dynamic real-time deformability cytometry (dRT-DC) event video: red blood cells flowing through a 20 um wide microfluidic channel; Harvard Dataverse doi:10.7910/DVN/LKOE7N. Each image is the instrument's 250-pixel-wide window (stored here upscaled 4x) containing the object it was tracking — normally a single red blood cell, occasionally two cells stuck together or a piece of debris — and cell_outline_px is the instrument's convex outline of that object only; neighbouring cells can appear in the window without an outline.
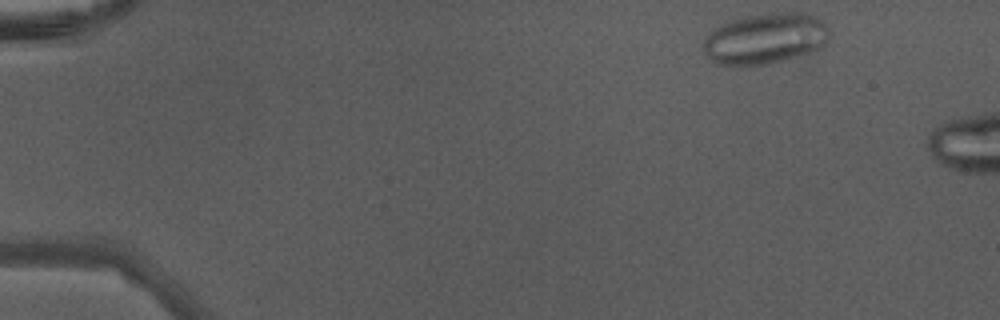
{"species": "Egyptian fruit bat (a non-hibernating species)", "species_latin": "Rousettus aegyptiacus", "temperature_condition": "warm", "stored_images_in_passage": 6, "camera_frame_rate_fps": 3000, "um_per_image_px": 0.085, "animal": {"sex": "male"}, "frame": {"image": 1, "passage_image": 1, "time_ms": 0.0, "image_size_px": [1000, 320], "cell_outline_px": [[828, 40], [824, 48], [800, 56], [768, 64], [736, 68], [732, 68], [716, 64], [704, 52], [704, 40], [716, 28], [732, 20], [744, 16], [784, 12], [800, 12], [816, 16], [824, 24], [828, 32]], "centroid_in_image_um": [65.06, 3.33], "position_along_channel_um": 19.9, "area_um2": 37.74}}